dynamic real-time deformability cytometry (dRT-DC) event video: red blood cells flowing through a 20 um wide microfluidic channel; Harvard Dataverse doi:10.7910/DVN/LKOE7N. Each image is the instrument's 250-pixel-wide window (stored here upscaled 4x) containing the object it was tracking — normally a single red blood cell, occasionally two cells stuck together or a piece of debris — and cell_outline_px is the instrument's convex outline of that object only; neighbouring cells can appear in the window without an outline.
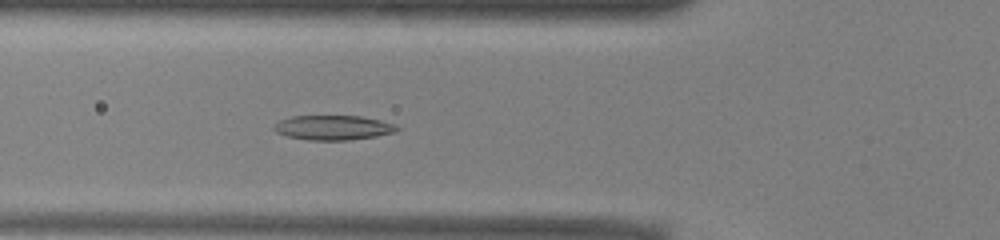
{"species": "common noctule bat (a hibernating species)", "species_latin": "Nyctalus noctula", "temperature_condition": "warm", "stored_images_in_passage": 41, "camera_frame_rate_fps": 3000, "um_per_image_px": 0.085, "animal": {"sex": "male", "body_mass_g": 13.0, "forearm_length_mm": 53.1}, "frame": {"image": 1, "passage_image": 8, "time_ms": 2.333, "image_size_px": [1000, 240], "cell_outline_px": [[400, 128], [396, 132], [376, 136], [348, 140], [308, 140], [288, 136], [276, 132], [272, 128], [272, 124], [280, 120], [292, 116], [360, 116], [380, 120], [392, 124]], "centroid_in_image_um": [28.28, 10.85], "position_along_channel_um": 97.5, "area_um2": 17.63}}
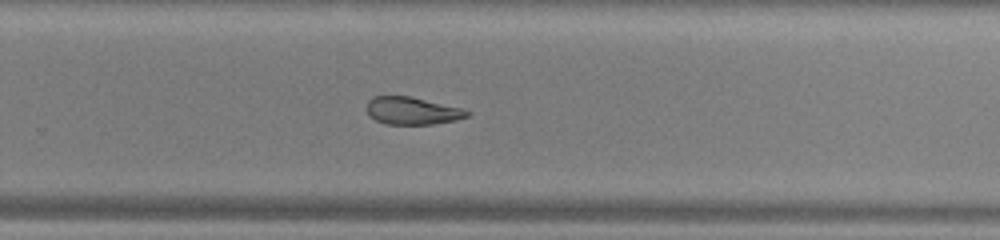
{"frame": {"image": 2, "passage_image": 23, "time_ms": 7.333, "image_size_px": [1000, 240], "cell_outline_px": [[472, 112], [468, 116], [456, 120], [432, 124], [384, 124], [368, 116], [368, 100], [372, 96], [408, 96], [460, 108]], "centroid_in_image_um": [35.01, 9.42], "position_along_channel_um": 294.8, "area_um2": 15.9}}
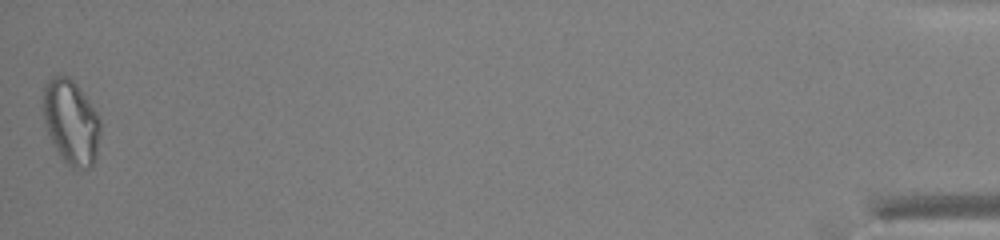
{"frame": {"image": 3, "passage_image": 41, "time_ms": 13.333, "image_size_px": [1000, 240], "cell_outline_px": [[100, 132], [96, 160], [92, 168], [76, 168], [68, 164], [60, 156], [52, 144], [44, 124], [44, 84], [52, 76], [68, 76], [76, 84], [100, 116]], "centroid_in_image_um": [6.05, 10.4], "position_along_channel_um": 429.1, "area_um2": 28.26}, "authors_computed_cell_mechanics": {"area_um2": 18.4382, "velocity_mm_per_s": 3.9512, "shape_relaxation_time_tau1_ms": null, "shape_relaxation_time_tau2_ms": 3.9827, "deformation_change_tau1": null, "deformation_change_tau2": 0.1248}}